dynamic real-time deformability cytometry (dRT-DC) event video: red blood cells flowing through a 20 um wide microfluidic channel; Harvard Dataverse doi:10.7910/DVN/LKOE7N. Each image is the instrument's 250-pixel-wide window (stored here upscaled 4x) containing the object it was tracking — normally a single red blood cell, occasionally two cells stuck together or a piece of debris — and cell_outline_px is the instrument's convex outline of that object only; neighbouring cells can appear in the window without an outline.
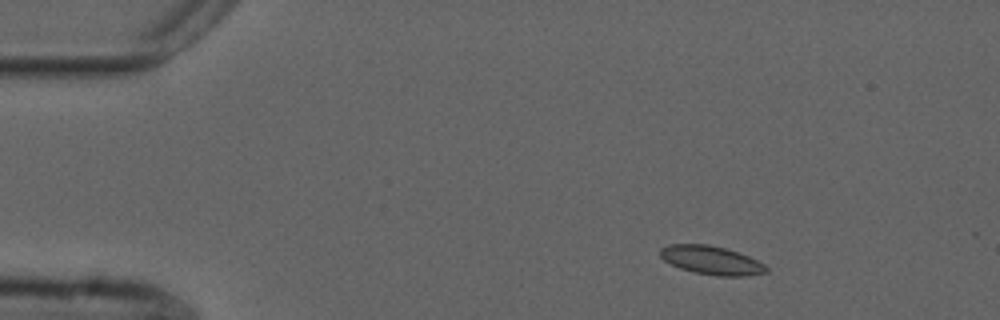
{"species": "common noctule bat (a hibernating species)", "species_latin": "Nyctalus noctula", "temperature_condition": "cold", "stored_images_in_passage": 47, "camera_frame_rate_fps": 3000, "um_per_image_px": 0.085, "animal": {"sex": "male", "forearm_length_mm": 52.5}, "frame": {"image": 1, "passage_image": 1, "time_ms": 0.0, "image_size_px": [1000, 320], "cell_outline_px": [[768, 272], [748, 276], [716, 276], [692, 272], [680, 268], [664, 260], [660, 256], [660, 248], [668, 244], [708, 244], [724, 248], [748, 256], [764, 264], [768, 268]], "centroid_in_image_um": [60.46, 22.13], "position_along_channel_um": 24.5, "area_um2": 17.69}}
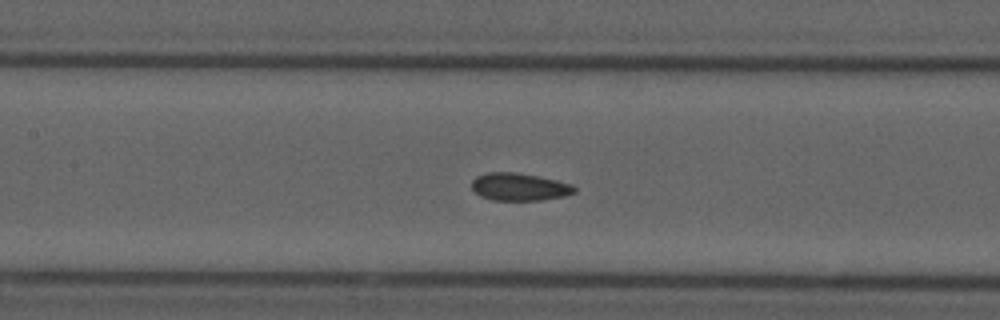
{"frame": {"image": 2, "passage_image": 18, "time_ms": 5.667, "image_size_px": [1000, 320], "cell_outline_px": [[576, 192], [564, 196], [540, 200], [492, 200], [480, 196], [472, 188], [472, 180], [476, 176], [488, 172], [516, 172], [556, 180], [572, 184], [576, 188]], "centroid_in_image_um": [44.14, 15.88], "position_along_channel_um": 163.3, "area_um2": 16.47}}
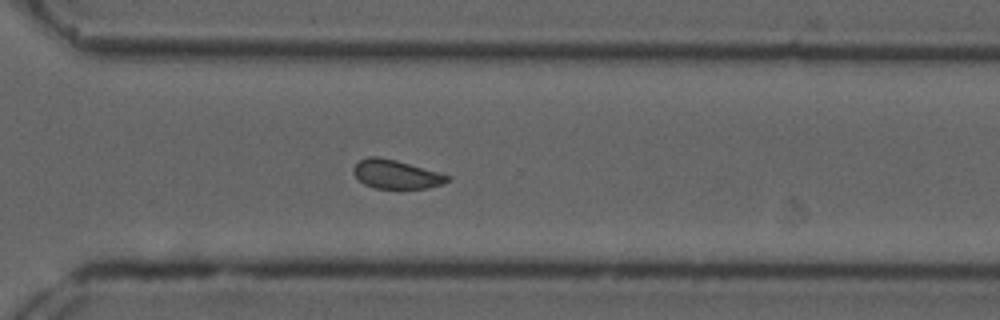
{"frame": {"image": 3, "passage_image": 32, "time_ms": 10.333, "image_size_px": [1000, 320], "cell_outline_px": [[452, 180], [444, 184], [428, 188], [376, 188], [364, 184], [352, 172], [352, 168], [360, 160], [368, 156], [380, 156], [396, 160], [452, 176]], "centroid_in_image_um": [33.7, 14.81], "position_along_channel_um": 336.9, "area_um2": 15.84}, "authors_computed_cell_mechanics": {"area_um2": 16.473, "velocity_mm_per_s": 3.7321, "shape_relaxation_time_tau1_ms": null, "shape_relaxation_time_tau2_ms": 2.427, "deformation_change_tau1": null, "deformation_change_tau2": 0.0648}}